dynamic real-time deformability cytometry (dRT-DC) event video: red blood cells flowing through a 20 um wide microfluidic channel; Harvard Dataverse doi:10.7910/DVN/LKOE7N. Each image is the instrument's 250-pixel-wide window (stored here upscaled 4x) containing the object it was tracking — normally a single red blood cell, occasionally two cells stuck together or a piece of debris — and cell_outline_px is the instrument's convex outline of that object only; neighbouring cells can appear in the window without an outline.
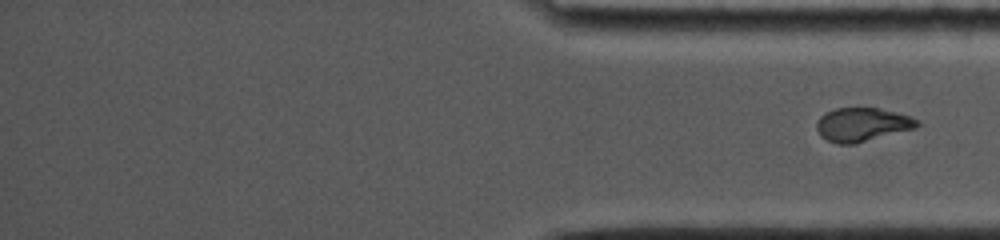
{"species": "common noctule bat (a hibernating species)", "species_latin": "Nyctalus noctula", "temperature_condition": "cold", "stored_images_in_passage": 31, "segment_of_instrument_passage": [2, 2], "camera_frame_rate_fps": 5000, "um_per_image_px": 0.085, "animal": {"sex": "female", "body_mass_g": 19.0, "forearm_length_mm": 53.3}, "frame": {"image": 1, "passage_image": 31, "time_ms": 13.4, "image_size_px": [1000, 240], "cell_outline_px": [[920, 124], [916, 128], [856, 144], [836, 144], [820, 136], [816, 128], [816, 120], [824, 112], [836, 108], [876, 108], [912, 116], [920, 120]], "centroid_in_image_um": [73.28, 10.59], "position_along_channel_um": 361.9, "area_um2": 20.0}}